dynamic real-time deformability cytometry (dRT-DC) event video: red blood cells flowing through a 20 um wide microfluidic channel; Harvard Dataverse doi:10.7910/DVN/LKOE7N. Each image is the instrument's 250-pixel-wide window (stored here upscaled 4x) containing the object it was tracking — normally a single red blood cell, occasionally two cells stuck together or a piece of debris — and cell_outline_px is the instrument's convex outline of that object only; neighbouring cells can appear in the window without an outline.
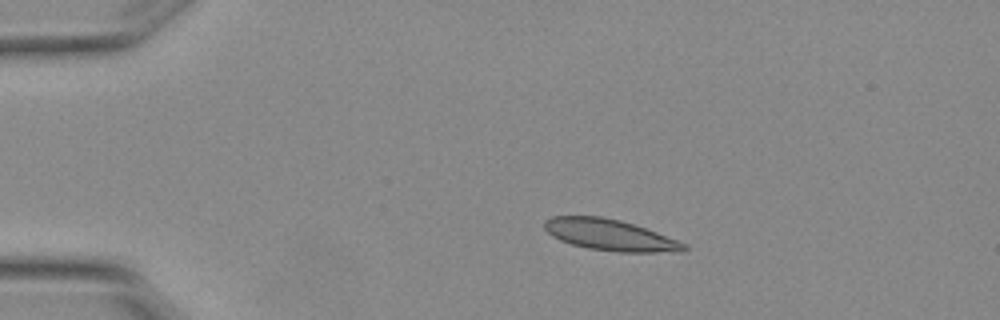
{"species": "Egyptian fruit bat (a non-hibernating species)", "species_latin": "Rousettus aegyptiacus", "temperature_condition": "warm", "stored_images_in_passage": 4, "camera_frame_rate_fps": 3000, "um_per_image_px": 0.085, "animal": {"sex": "female"}, "frame": {"image": 1, "passage_image": 3, "time_ms": 0.667, "image_size_px": [1000, 320], "cell_outline_px": [[688, 248], [684, 252], [620, 252], [588, 248], [572, 244], [560, 240], [552, 236], [544, 228], [544, 220], [552, 216], [600, 216], [620, 220], [656, 232], [688, 244]], "centroid_in_image_um": [51.86, 19.97], "position_along_channel_um": 33.1, "area_um2": 25.32}}